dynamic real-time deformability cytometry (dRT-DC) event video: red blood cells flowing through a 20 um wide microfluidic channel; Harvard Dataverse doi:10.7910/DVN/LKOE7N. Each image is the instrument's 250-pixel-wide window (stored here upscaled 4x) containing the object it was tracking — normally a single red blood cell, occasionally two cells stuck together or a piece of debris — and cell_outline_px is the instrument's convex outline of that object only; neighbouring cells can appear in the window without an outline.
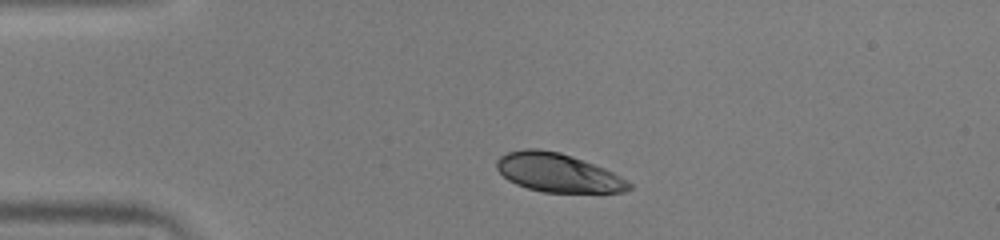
{"species": "human", "species_latin": "Homo sapiens", "temperature_condition": "warm", "stored_images_in_passage": 41, "camera_frame_rate_fps": 3000, "um_per_image_px": 0.085, "donor": {"sex": "male"}, "frame": {"image": 1, "passage_image": 1, "time_ms": 0.0, "image_size_px": [1000, 240], "cell_outline_px": [[632, 188], [624, 192], [544, 192], [528, 188], [516, 184], [508, 180], [496, 168], [496, 160], [500, 156], [508, 152], [524, 148], [536, 148], [560, 152], [604, 168], [620, 176], [632, 184]], "centroid_in_image_um": [47.4, 14.67], "position_along_channel_um": 37.6, "area_um2": 29.65}}
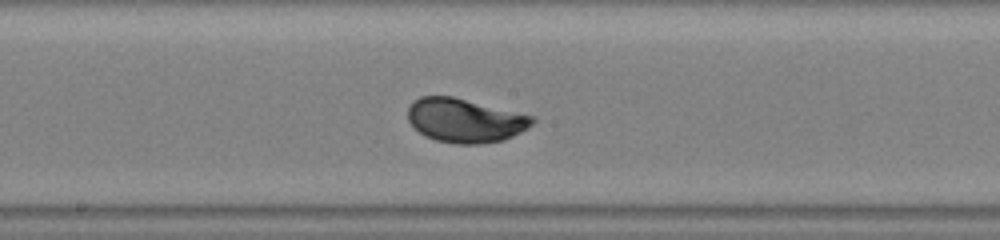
{"frame": {"image": 2, "passage_image": 17, "time_ms": 5.333, "image_size_px": [1000, 240], "cell_outline_px": [[536, 120], [532, 124], [520, 132], [504, 140], [480, 144], [456, 144], [436, 140], [424, 136], [408, 120], [408, 108], [412, 100], [420, 96], [452, 96], [536, 116]], "centroid_in_image_um": [39.53, 10.23], "position_along_channel_um": 208.7, "area_um2": 32.02}}
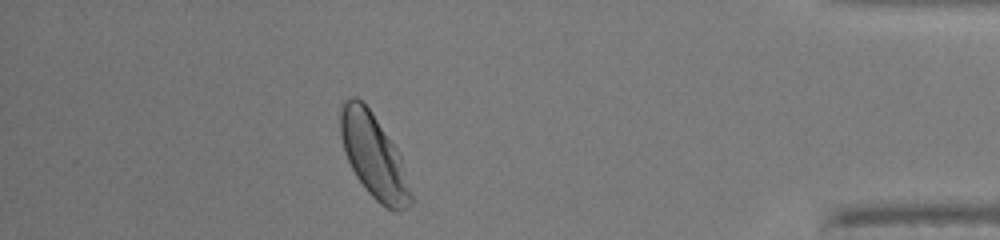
{"frame": {"image": 3, "passage_image": 35, "time_ms": 11.333, "image_size_px": [1000, 240], "cell_outline_px": [[412, 204], [408, 208], [400, 212], [396, 212], [380, 204], [364, 188], [356, 176], [348, 160], [340, 136], [340, 104], [348, 96], [356, 96], [372, 112], [396, 148], [400, 156], [412, 196]], "centroid_in_image_um": [31.75, 13.26], "position_along_channel_um": 403.5, "area_um2": 34.16}, "authors_computed_cell_mechanics": {"area_um2": 32.0212, "velocity_mm_per_s": 3.9762, "shape_relaxation_time_tau1_ms": 2.2238, "shape_relaxation_time_tau2_ms": null, "deformation_change_tau1": 0.1529, "deformation_change_tau2": null}}